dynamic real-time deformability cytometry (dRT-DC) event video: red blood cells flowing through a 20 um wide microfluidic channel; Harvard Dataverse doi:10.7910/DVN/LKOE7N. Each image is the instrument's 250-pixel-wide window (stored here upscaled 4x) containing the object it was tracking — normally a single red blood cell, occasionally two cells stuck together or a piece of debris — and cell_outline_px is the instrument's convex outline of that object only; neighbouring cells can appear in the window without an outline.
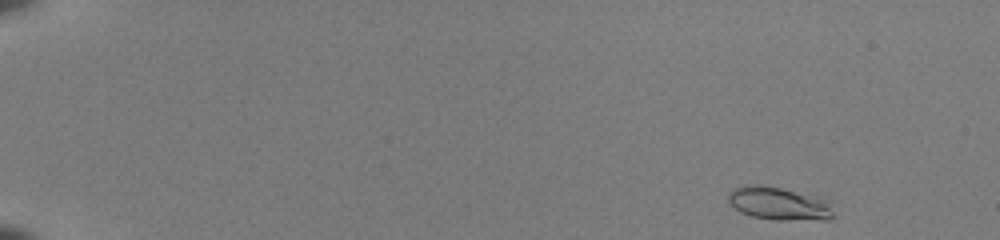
{"species": "common noctule bat (a hibernating species)", "species_latin": "Nyctalus noctula", "temperature_condition": "room temperature", "stored_images_in_passage": 47, "camera_frame_rate_fps": 3000, "um_per_image_px": 0.085, "animal": {"sex": "female", "body_mass_g": 22.0, "forearm_length_mm": 56.7}, "frame": {"image": 1, "passage_image": 1, "time_ms": 0.0, "image_size_px": [1000, 240], "cell_outline_px": [[832, 216], [828, 220], [780, 220], [752, 216], [740, 212], [728, 204], [728, 192], [732, 188], [752, 184], [760, 184], [780, 188], [832, 200]], "centroid_in_image_um": [66.2, 17.3], "position_along_channel_um": 18.8, "area_um2": 20.52}}
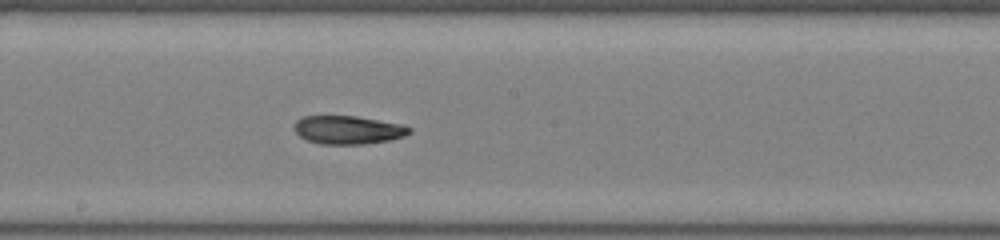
{"frame": {"image": 2, "passage_image": 27, "time_ms": 8.667, "image_size_px": [1000, 240], "cell_outline_px": [[412, 132], [404, 136], [392, 140], [364, 144], [320, 144], [308, 140], [300, 136], [296, 132], [296, 120], [304, 116], [356, 116], [404, 124], [412, 128]], "centroid_in_image_um": [29.66, 11.04], "position_along_channel_um": 218.5, "area_um2": 19.07}}
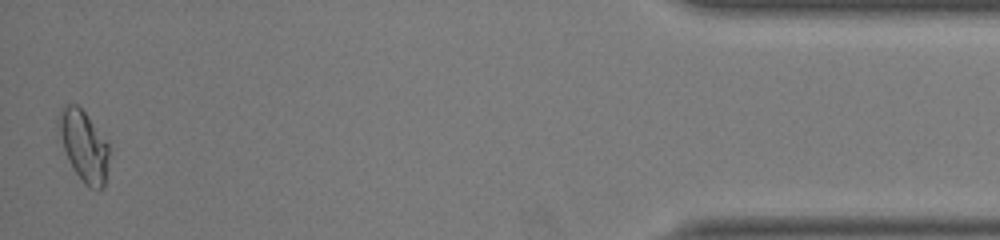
{"frame": {"image": 3, "passage_image": 47, "time_ms": 15.333, "image_size_px": [1000, 240], "cell_outline_px": [[108, 156], [104, 188], [96, 192], [88, 188], [84, 184], [76, 172], [64, 148], [56, 124], [56, 120], [60, 108], [68, 104], [76, 104], [84, 112], [108, 140]], "centroid_in_image_um": [7.12, 12.4], "position_along_channel_um": 428.1, "area_um2": 20.81}, "authors_computed_cell_mechanics": {"area_um2": 19.363, "velocity_mm_per_s": 4.0935, "shape_relaxation_time_tau1_ms": 5.4217, "shape_relaxation_time_tau2_ms": 1.7882, "deformation_change_tau1": 0.1904, "deformation_change_tau2": 0.0759}}